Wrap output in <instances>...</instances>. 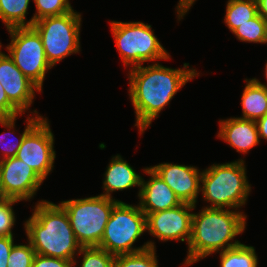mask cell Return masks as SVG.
<instances>
[{
    "instance_id": "83f0119b",
    "label": "cell",
    "mask_w": 267,
    "mask_h": 267,
    "mask_svg": "<svg viewBox=\"0 0 267 267\" xmlns=\"http://www.w3.org/2000/svg\"><path fill=\"white\" fill-rule=\"evenodd\" d=\"M35 251L32 245L15 244L7 260V267H32Z\"/></svg>"
},
{
    "instance_id": "30bf717a",
    "label": "cell",
    "mask_w": 267,
    "mask_h": 267,
    "mask_svg": "<svg viewBox=\"0 0 267 267\" xmlns=\"http://www.w3.org/2000/svg\"><path fill=\"white\" fill-rule=\"evenodd\" d=\"M16 158L32 167L43 180L53 170L56 158L54 134L46 117L25 135Z\"/></svg>"
},
{
    "instance_id": "9c48e42d",
    "label": "cell",
    "mask_w": 267,
    "mask_h": 267,
    "mask_svg": "<svg viewBox=\"0 0 267 267\" xmlns=\"http://www.w3.org/2000/svg\"><path fill=\"white\" fill-rule=\"evenodd\" d=\"M11 42L5 48L22 73L42 92L45 74L53 68L47 61L41 36L33 27L7 29Z\"/></svg>"
},
{
    "instance_id": "d6a6232c",
    "label": "cell",
    "mask_w": 267,
    "mask_h": 267,
    "mask_svg": "<svg viewBox=\"0 0 267 267\" xmlns=\"http://www.w3.org/2000/svg\"><path fill=\"white\" fill-rule=\"evenodd\" d=\"M259 138L267 140V113L256 121Z\"/></svg>"
},
{
    "instance_id": "e0dca14e",
    "label": "cell",
    "mask_w": 267,
    "mask_h": 267,
    "mask_svg": "<svg viewBox=\"0 0 267 267\" xmlns=\"http://www.w3.org/2000/svg\"><path fill=\"white\" fill-rule=\"evenodd\" d=\"M142 183V176L127 163L121 155L117 154L112 157L108 167L104 173L103 189L104 193L100 194L112 199L111 193L122 191L132 187H139L138 197Z\"/></svg>"
},
{
    "instance_id": "ac0fdd59",
    "label": "cell",
    "mask_w": 267,
    "mask_h": 267,
    "mask_svg": "<svg viewBox=\"0 0 267 267\" xmlns=\"http://www.w3.org/2000/svg\"><path fill=\"white\" fill-rule=\"evenodd\" d=\"M245 82L241 96L242 117L239 118L257 121L267 113V89L253 78Z\"/></svg>"
},
{
    "instance_id": "7c38bea8",
    "label": "cell",
    "mask_w": 267,
    "mask_h": 267,
    "mask_svg": "<svg viewBox=\"0 0 267 267\" xmlns=\"http://www.w3.org/2000/svg\"><path fill=\"white\" fill-rule=\"evenodd\" d=\"M195 208L196 205L182 203L172 209L149 213L146 216V232L163 242L186 241L188 245L191 237L192 210Z\"/></svg>"
},
{
    "instance_id": "5b68a950",
    "label": "cell",
    "mask_w": 267,
    "mask_h": 267,
    "mask_svg": "<svg viewBox=\"0 0 267 267\" xmlns=\"http://www.w3.org/2000/svg\"><path fill=\"white\" fill-rule=\"evenodd\" d=\"M145 231H147L146 215L141 211L139 204L132 206L123 201H118L111 211L98 247L113 256L156 248L153 241H148L140 247L133 248V244Z\"/></svg>"
},
{
    "instance_id": "d590c367",
    "label": "cell",
    "mask_w": 267,
    "mask_h": 267,
    "mask_svg": "<svg viewBox=\"0 0 267 267\" xmlns=\"http://www.w3.org/2000/svg\"><path fill=\"white\" fill-rule=\"evenodd\" d=\"M265 24H266V38H267V19H265Z\"/></svg>"
},
{
    "instance_id": "603a6c76",
    "label": "cell",
    "mask_w": 267,
    "mask_h": 267,
    "mask_svg": "<svg viewBox=\"0 0 267 267\" xmlns=\"http://www.w3.org/2000/svg\"><path fill=\"white\" fill-rule=\"evenodd\" d=\"M232 33L242 42L267 43L265 19L259 14L235 29Z\"/></svg>"
},
{
    "instance_id": "4316f807",
    "label": "cell",
    "mask_w": 267,
    "mask_h": 267,
    "mask_svg": "<svg viewBox=\"0 0 267 267\" xmlns=\"http://www.w3.org/2000/svg\"><path fill=\"white\" fill-rule=\"evenodd\" d=\"M20 202L13 198H4L0 201V237H13L12 229L16 222L12 205Z\"/></svg>"
},
{
    "instance_id": "e575fe53",
    "label": "cell",
    "mask_w": 267,
    "mask_h": 267,
    "mask_svg": "<svg viewBox=\"0 0 267 267\" xmlns=\"http://www.w3.org/2000/svg\"><path fill=\"white\" fill-rule=\"evenodd\" d=\"M265 77H266V79H267V62H266V65H265ZM258 84H260L261 86H263L264 88H266L267 89V84L265 85V84H262L258 79H256V78H253Z\"/></svg>"
},
{
    "instance_id": "8992f818",
    "label": "cell",
    "mask_w": 267,
    "mask_h": 267,
    "mask_svg": "<svg viewBox=\"0 0 267 267\" xmlns=\"http://www.w3.org/2000/svg\"><path fill=\"white\" fill-rule=\"evenodd\" d=\"M119 200L102 195L62 201L81 247L99 246L114 205Z\"/></svg>"
},
{
    "instance_id": "cb8c5ba5",
    "label": "cell",
    "mask_w": 267,
    "mask_h": 267,
    "mask_svg": "<svg viewBox=\"0 0 267 267\" xmlns=\"http://www.w3.org/2000/svg\"><path fill=\"white\" fill-rule=\"evenodd\" d=\"M112 267H159L156 248L115 256Z\"/></svg>"
},
{
    "instance_id": "44dd1931",
    "label": "cell",
    "mask_w": 267,
    "mask_h": 267,
    "mask_svg": "<svg viewBox=\"0 0 267 267\" xmlns=\"http://www.w3.org/2000/svg\"><path fill=\"white\" fill-rule=\"evenodd\" d=\"M32 113H35L36 115L34 117L33 116L31 117L30 115L27 116V119L25 121L27 125L25 126L24 132L20 134L19 139L16 138L17 140L14 143L11 140L10 141L12 143L11 142L4 143L3 141L5 140L3 138H6V137H3V136L5 135V132L0 134V141H1L0 146L3 149V151H1L2 152L1 160L16 157L17 151L19 150L25 135L43 118V116L42 115L40 116L38 114V111L36 110H34ZM17 117L18 116L0 118V124L3 127H6L9 129V132H6L8 133V136L10 135V133L13 134L15 132V129L13 128H15V121L17 120Z\"/></svg>"
},
{
    "instance_id": "836d02e7",
    "label": "cell",
    "mask_w": 267,
    "mask_h": 267,
    "mask_svg": "<svg viewBox=\"0 0 267 267\" xmlns=\"http://www.w3.org/2000/svg\"><path fill=\"white\" fill-rule=\"evenodd\" d=\"M258 14L267 19V0H256Z\"/></svg>"
},
{
    "instance_id": "484cf974",
    "label": "cell",
    "mask_w": 267,
    "mask_h": 267,
    "mask_svg": "<svg viewBox=\"0 0 267 267\" xmlns=\"http://www.w3.org/2000/svg\"><path fill=\"white\" fill-rule=\"evenodd\" d=\"M78 255H83L80 267H112L115 258L98 246L81 247Z\"/></svg>"
},
{
    "instance_id": "7a4b0ae2",
    "label": "cell",
    "mask_w": 267,
    "mask_h": 267,
    "mask_svg": "<svg viewBox=\"0 0 267 267\" xmlns=\"http://www.w3.org/2000/svg\"><path fill=\"white\" fill-rule=\"evenodd\" d=\"M246 218L247 216L238 210L206 206L198 213H193L191 237L184 265L190 266L213 253L241 244L234 238L244 232Z\"/></svg>"
},
{
    "instance_id": "8d00e7d4",
    "label": "cell",
    "mask_w": 267,
    "mask_h": 267,
    "mask_svg": "<svg viewBox=\"0 0 267 267\" xmlns=\"http://www.w3.org/2000/svg\"><path fill=\"white\" fill-rule=\"evenodd\" d=\"M2 199H4V197H3V195H2V193H1V191H0V201H1Z\"/></svg>"
},
{
    "instance_id": "7402d4cb",
    "label": "cell",
    "mask_w": 267,
    "mask_h": 267,
    "mask_svg": "<svg viewBox=\"0 0 267 267\" xmlns=\"http://www.w3.org/2000/svg\"><path fill=\"white\" fill-rule=\"evenodd\" d=\"M220 267H258V256L253 246L243 243L219 252Z\"/></svg>"
},
{
    "instance_id": "3957f363",
    "label": "cell",
    "mask_w": 267,
    "mask_h": 267,
    "mask_svg": "<svg viewBox=\"0 0 267 267\" xmlns=\"http://www.w3.org/2000/svg\"><path fill=\"white\" fill-rule=\"evenodd\" d=\"M24 223L27 241L35 254L62 258L76 266V255L81 249L66 211L58 204L41 200Z\"/></svg>"
},
{
    "instance_id": "4fadbf2b",
    "label": "cell",
    "mask_w": 267,
    "mask_h": 267,
    "mask_svg": "<svg viewBox=\"0 0 267 267\" xmlns=\"http://www.w3.org/2000/svg\"><path fill=\"white\" fill-rule=\"evenodd\" d=\"M149 168L173 190L182 203L196 205L202 176L198 167L166 162Z\"/></svg>"
},
{
    "instance_id": "f1b7e54d",
    "label": "cell",
    "mask_w": 267,
    "mask_h": 267,
    "mask_svg": "<svg viewBox=\"0 0 267 267\" xmlns=\"http://www.w3.org/2000/svg\"><path fill=\"white\" fill-rule=\"evenodd\" d=\"M32 267H73V262L62 258L35 254Z\"/></svg>"
},
{
    "instance_id": "8fae6325",
    "label": "cell",
    "mask_w": 267,
    "mask_h": 267,
    "mask_svg": "<svg viewBox=\"0 0 267 267\" xmlns=\"http://www.w3.org/2000/svg\"><path fill=\"white\" fill-rule=\"evenodd\" d=\"M43 181L32 167L16 157L0 160V191L4 198L30 201Z\"/></svg>"
},
{
    "instance_id": "ffe728a7",
    "label": "cell",
    "mask_w": 267,
    "mask_h": 267,
    "mask_svg": "<svg viewBox=\"0 0 267 267\" xmlns=\"http://www.w3.org/2000/svg\"><path fill=\"white\" fill-rule=\"evenodd\" d=\"M31 0H0V19L7 29L14 27H32V21H26Z\"/></svg>"
},
{
    "instance_id": "2e32d148",
    "label": "cell",
    "mask_w": 267,
    "mask_h": 267,
    "mask_svg": "<svg viewBox=\"0 0 267 267\" xmlns=\"http://www.w3.org/2000/svg\"><path fill=\"white\" fill-rule=\"evenodd\" d=\"M219 123L217 137L239 153H248L260 142L256 121L233 117L219 120Z\"/></svg>"
},
{
    "instance_id": "277c9868",
    "label": "cell",
    "mask_w": 267,
    "mask_h": 267,
    "mask_svg": "<svg viewBox=\"0 0 267 267\" xmlns=\"http://www.w3.org/2000/svg\"><path fill=\"white\" fill-rule=\"evenodd\" d=\"M244 159L223 164H212L202 170V197L210 206L239 210L246 204L251 186L246 176Z\"/></svg>"
},
{
    "instance_id": "f546056e",
    "label": "cell",
    "mask_w": 267,
    "mask_h": 267,
    "mask_svg": "<svg viewBox=\"0 0 267 267\" xmlns=\"http://www.w3.org/2000/svg\"><path fill=\"white\" fill-rule=\"evenodd\" d=\"M20 116L22 113L8 100L0 83V118Z\"/></svg>"
},
{
    "instance_id": "d4e9b609",
    "label": "cell",
    "mask_w": 267,
    "mask_h": 267,
    "mask_svg": "<svg viewBox=\"0 0 267 267\" xmlns=\"http://www.w3.org/2000/svg\"><path fill=\"white\" fill-rule=\"evenodd\" d=\"M36 11L31 18L32 25L35 21L51 16H60L73 10L69 0H33Z\"/></svg>"
},
{
    "instance_id": "6da1fadb",
    "label": "cell",
    "mask_w": 267,
    "mask_h": 267,
    "mask_svg": "<svg viewBox=\"0 0 267 267\" xmlns=\"http://www.w3.org/2000/svg\"><path fill=\"white\" fill-rule=\"evenodd\" d=\"M164 67L158 62L147 66H136L129 70V96L136 114L140 135L151 125L155 118L177 92L193 78L199 76L196 69Z\"/></svg>"
},
{
    "instance_id": "ba28073f",
    "label": "cell",
    "mask_w": 267,
    "mask_h": 267,
    "mask_svg": "<svg viewBox=\"0 0 267 267\" xmlns=\"http://www.w3.org/2000/svg\"><path fill=\"white\" fill-rule=\"evenodd\" d=\"M81 14L74 11L35 21L32 27L41 36L47 61L52 67L80 51Z\"/></svg>"
},
{
    "instance_id": "4dcf8cb0",
    "label": "cell",
    "mask_w": 267,
    "mask_h": 267,
    "mask_svg": "<svg viewBox=\"0 0 267 267\" xmlns=\"http://www.w3.org/2000/svg\"><path fill=\"white\" fill-rule=\"evenodd\" d=\"M14 245L13 237H0V267H7V260Z\"/></svg>"
},
{
    "instance_id": "1f68e13d",
    "label": "cell",
    "mask_w": 267,
    "mask_h": 267,
    "mask_svg": "<svg viewBox=\"0 0 267 267\" xmlns=\"http://www.w3.org/2000/svg\"><path fill=\"white\" fill-rule=\"evenodd\" d=\"M195 1L196 0H179L178 5L176 6L178 21L183 19Z\"/></svg>"
},
{
    "instance_id": "5bb4252c",
    "label": "cell",
    "mask_w": 267,
    "mask_h": 267,
    "mask_svg": "<svg viewBox=\"0 0 267 267\" xmlns=\"http://www.w3.org/2000/svg\"><path fill=\"white\" fill-rule=\"evenodd\" d=\"M1 48L0 42V83L8 100L24 114L35 99V91L41 90L22 73L8 54L1 51Z\"/></svg>"
},
{
    "instance_id": "9a60e30c",
    "label": "cell",
    "mask_w": 267,
    "mask_h": 267,
    "mask_svg": "<svg viewBox=\"0 0 267 267\" xmlns=\"http://www.w3.org/2000/svg\"><path fill=\"white\" fill-rule=\"evenodd\" d=\"M143 171L150 179L145 181L142 177L138 204L146 216L182 204L173 190L151 168H143Z\"/></svg>"
},
{
    "instance_id": "d6986e66",
    "label": "cell",
    "mask_w": 267,
    "mask_h": 267,
    "mask_svg": "<svg viewBox=\"0 0 267 267\" xmlns=\"http://www.w3.org/2000/svg\"><path fill=\"white\" fill-rule=\"evenodd\" d=\"M225 12L224 23L233 32L258 14L257 2L256 0H228Z\"/></svg>"
},
{
    "instance_id": "52a82bcc",
    "label": "cell",
    "mask_w": 267,
    "mask_h": 267,
    "mask_svg": "<svg viewBox=\"0 0 267 267\" xmlns=\"http://www.w3.org/2000/svg\"><path fill=\"white\" fill-rule=\"evenodd\" d=\"M111 32L124 66L136 67L148 61L168 60L170 54L154 34L151 25L143 22L111 21Z\"/></svg>"
}]
</instances>
